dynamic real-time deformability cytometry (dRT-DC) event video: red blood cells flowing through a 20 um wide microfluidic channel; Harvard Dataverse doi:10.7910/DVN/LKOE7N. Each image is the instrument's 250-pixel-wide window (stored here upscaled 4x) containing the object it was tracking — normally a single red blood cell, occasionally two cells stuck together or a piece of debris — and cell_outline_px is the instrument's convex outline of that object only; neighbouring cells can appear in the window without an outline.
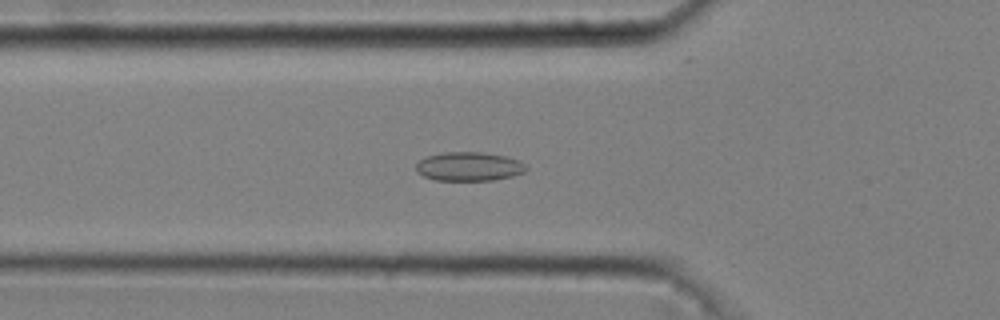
{"species": "common noctule bat (a hibernating species)", "species_latin": "Nyctalus noctula", "temperature_condition": "cold", "stored_images_in_passage": 48, "camera_frame_rate_fps": 3000, "um_per_image_px": 0.085, "animal": {"sex": "male", "body_mass_g": 20.4}, "frame": {"image": 1, "passage_image": 14, "time_ms": 4.333, "image_size_px": [1000, 320], "cell_outline_px": [[528, 168], [524, 172], [512, 176], [492, 180], [436, 180], [424, 176], [416, 172], [416, 164], [420, 160], [428, 156], [444, 152], [480, 152], [504, 156], [520, 160]], "centroid_in_image_um": [39.86, 14.15], "position_along_channel_um": 85.9, "area_um2": 18.44}}
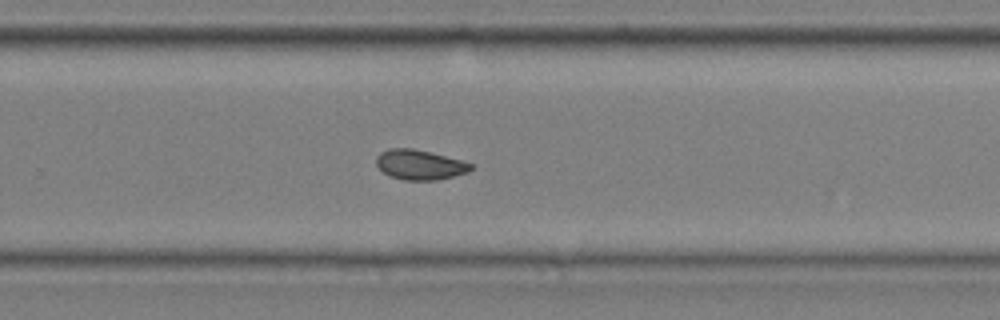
{"frame": {"image": 2, "passage_image": 31, "time_ms": 10.0, "image_size_px": [1000, 320], "cell_outline_px": [[472, 168], [468, 172], [436, 180], [404, 180], [388, 176], [376, 164], [376, 156], [380, 152], [388, 148], [412, 148], [460, 160], [472, 164]], "centroid_in_image_um": [35.62, 14.0], "position_along_channel_um": 294.2, "area_um2": 16.3}}
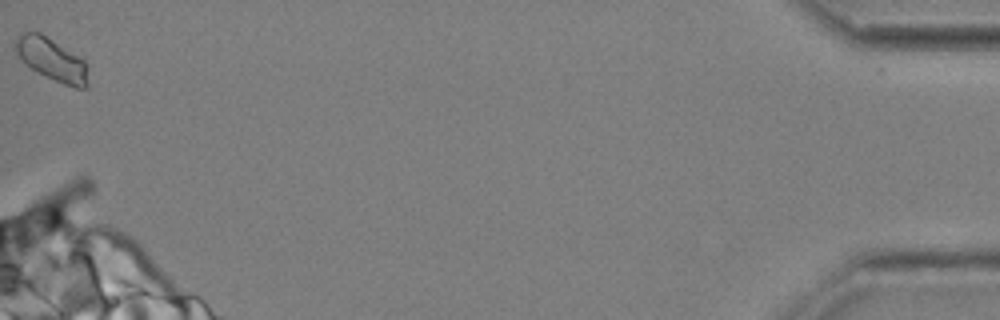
{"frame": {"image": 3, "passage_image": 48, "time_ms": 15.667, "image_size_px": [1000, 320], "cell_outline_px": [[88, 88], [76, 88], [64, 84], [24, 64], [20, 60], [12, 48], [12, 44], [16, 36], [24, 32], [40, 32], [80, 56], [88, 64]], "centroid_in_image_um": [4.38, 5.02], "position_along_channel_um": 430.8, "area_um2": 18.38}, "authors_computed_cell_mechanics": {"area_um2": 16.762, "velocity_mm_per_s": 3.6716, "shape_relaxation_time_tau1_ms": null, "shape_relaxation_time_tau2_ms": 3.2822, "deformation_change_tau1": null, "deformation_change_tau2": 0.0699}}